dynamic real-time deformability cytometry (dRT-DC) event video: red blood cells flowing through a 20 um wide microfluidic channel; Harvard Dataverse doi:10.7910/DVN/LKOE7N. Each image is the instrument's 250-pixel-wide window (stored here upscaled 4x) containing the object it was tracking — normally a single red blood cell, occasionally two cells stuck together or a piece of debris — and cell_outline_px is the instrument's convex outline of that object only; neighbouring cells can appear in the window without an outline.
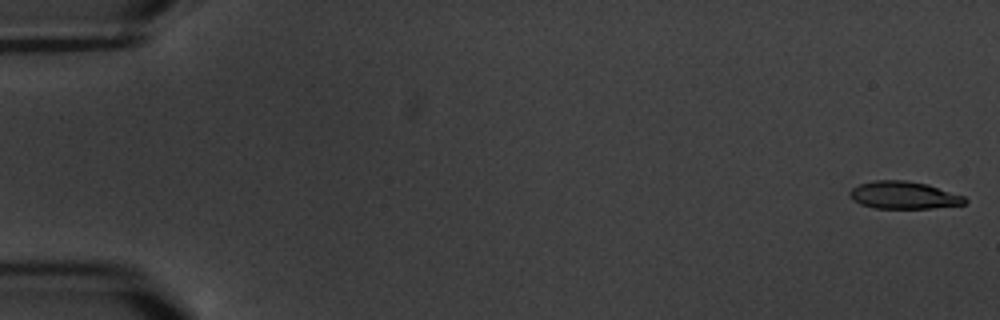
{"species": "common noctule bat (a hibernating species)", "species_latin": "Nyctalus noctula", "temperature_condition": "warm", "stored_images_in_passage": 7, "camera_frame_rate_fps": 3000, "um_per_image_px": 0.085, "animal": {"sex": "male", "body_mass_g": 20.1, "forearm_length_mm": 53.5}, "frame": {"image": 1, "passage_image": 1, "time_ms": 0.0, "image_size_px": [1000, 320], "cell_outline_px": [[968, 200], [964, 204], [932, 208], [876, 208], [860, 204], [852, 200], [848, 192], [852, 188], [860, 184], [872, 180], [904, 180], [928, 184], [964, 196]], "centroid_in_image_um": [76.8, 16.58], "position_along_channel_um": 8.2, "area_um2": 18.44}}
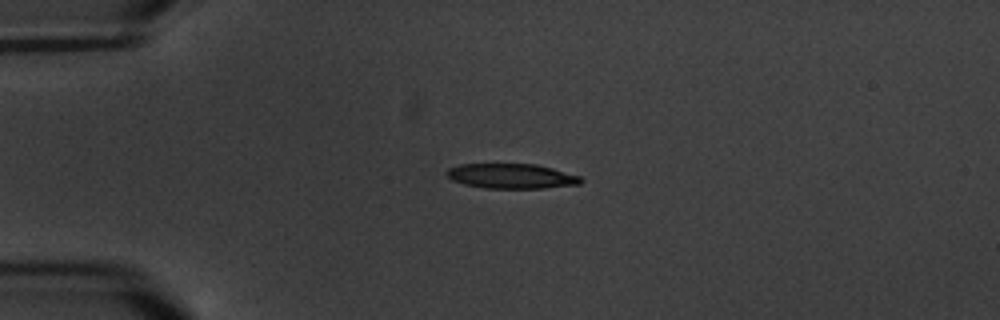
{"frame": {"image": 2, "passage_image": 5, "time_ms": 4.667, "image_size_px": [1000, 320], "cell_outline_px": [[584, 180], [580, 184], [544, 188], [484, 188], [464, 184], [452, 180], [444, 172], [448, 168], [460, 164], [536, 164], [552, 168], [580, 176]], "centroid_in_image_um": [43.46, 14.97], "position_along_channel_um": 41.5, "area_um2": 19.48}}